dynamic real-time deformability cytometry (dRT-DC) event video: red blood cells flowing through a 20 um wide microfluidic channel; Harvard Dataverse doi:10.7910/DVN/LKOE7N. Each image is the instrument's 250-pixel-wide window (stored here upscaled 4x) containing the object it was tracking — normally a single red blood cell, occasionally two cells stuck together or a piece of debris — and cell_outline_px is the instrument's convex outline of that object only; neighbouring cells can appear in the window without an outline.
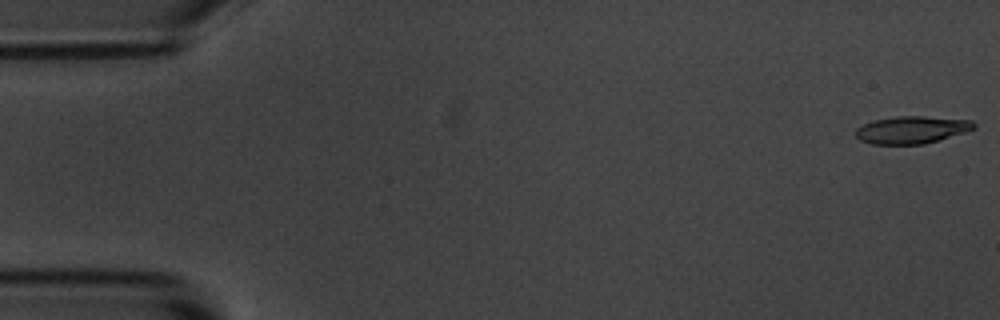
{"species": "common noctule bat (a hibernating species)", "species_latin": "Nyctalus noctula", "temperature_condition": "room temperature", "stored_images_in_passage": 5, "camera_frame_rate_fps": 3000, "um_per_image_px": 0.085, "animal": {"sex": "male", "body_mass_g": 20.1, "forearm_length_mm": 53.5}, "frame": {"image": 1, "passage_image": 1, "time_ms": 0.0, "image_size_px": [1000, 320], "cell_outline_px": [[976, 128], [964, 132], [924, 144], [872, 144], [860, 140], [856, 136], [856, 128], [872, 120], [896, 116], [924, 116], [972, 120], [976, 124]], "centroid_in_image_um": [77.49, 11.02], "position_along_channel_um": 7.5, "area_um2": 18.84}}
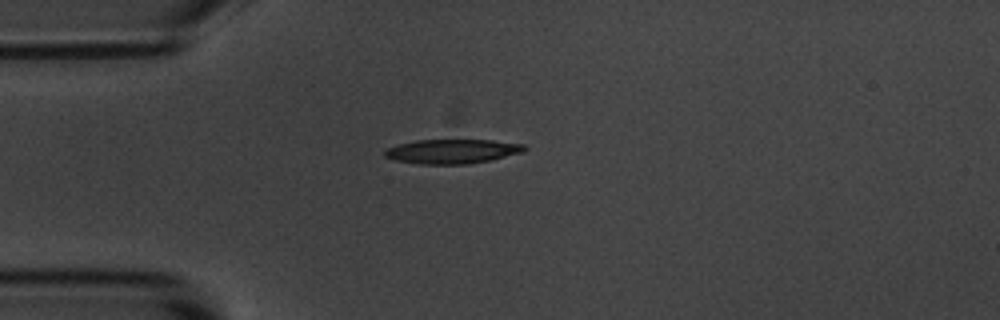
{"frame": {"image": 2, "passage_image": 5, "time_ms": 4.333, "image_size_px": [1000, 320], "cell_outline_px": [[528, 148], [524, 152], [492, 160], [468, 164], [420, 164], [396, 160], [384, 156], [384, 152], [388, 148], [396, 144], [416, 140], [492, 140], [524, 144]], "centroid_in_image_um": [38.47, 12.86], "position_along_channel_um": 46.5, "area_um2": 19.94}}